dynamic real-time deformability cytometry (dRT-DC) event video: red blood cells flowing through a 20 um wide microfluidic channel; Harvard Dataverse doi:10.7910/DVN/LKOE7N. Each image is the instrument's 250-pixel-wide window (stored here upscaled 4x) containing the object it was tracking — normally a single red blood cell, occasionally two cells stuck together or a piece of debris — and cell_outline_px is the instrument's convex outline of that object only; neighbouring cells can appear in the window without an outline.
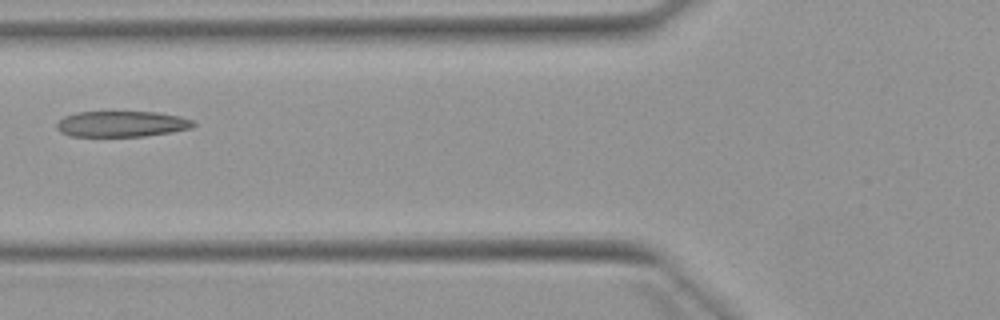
{"species": "Egyptian fruit bat (a non-hibernating species)", "species_latin": "Rousettus aegyptiacus", "temperature_condition": "warm", "stored_images_in_passage": 5, "camera_frame_rate_fps": 3000, "um_per_image_px": 0.085, "animal": {"sex": "female"}, "frame": {"image": 1, "passage_image": 5, "time_ms": 4.667, "image_size_px": [1000, 320], "cell_outline_px": [[196, 124], [192, 128], [172, 132], [144, 136], [68, 136], [60, 132], [56, 128], [56, 124], [64, 116], [76, 112], [156, 112], [180, 116], [192, 120]], "centroid_in_image_um": [10.33, 10.54], "position_along_channel_um": 115.5, "area_um2": 20.63}}